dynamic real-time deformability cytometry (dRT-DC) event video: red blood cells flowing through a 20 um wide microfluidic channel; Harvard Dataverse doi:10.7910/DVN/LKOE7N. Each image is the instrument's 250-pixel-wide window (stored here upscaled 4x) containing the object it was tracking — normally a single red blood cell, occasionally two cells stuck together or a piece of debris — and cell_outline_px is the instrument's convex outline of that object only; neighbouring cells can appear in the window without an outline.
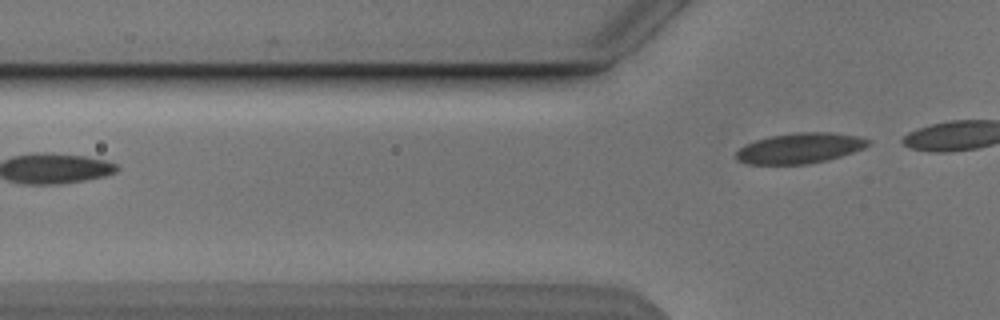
{"species": "Egyptian fruit bat (a non-hibernating species)", "species_latin": "Rousettus aegyptiacus", "temperature_condition": "cold", "stored_images_in_passage": 4, "segment_of_instrument_passage": [2, 2], "camera_frame_rate_fps": 3000, "um_per_image_px": 0.085, "animal": {"sex": "male"}, "frame": {"image": 1, "passage_image": 4, "time_ms": 3.667, "image_size_px": [1000, 320], "cell_outline_px": [[872, 140], [864, 148], [840, 156], [808, 164], [748, 164], [736, 160], [736, 152], [740, 148], [756, 140], [768, 136], [796, 132], [832, 132], [860, 136]], "centroid_in_image_um": [68.0, 12.58], "position_along_channel_um": 57.8, "area_um2": 23.35}}